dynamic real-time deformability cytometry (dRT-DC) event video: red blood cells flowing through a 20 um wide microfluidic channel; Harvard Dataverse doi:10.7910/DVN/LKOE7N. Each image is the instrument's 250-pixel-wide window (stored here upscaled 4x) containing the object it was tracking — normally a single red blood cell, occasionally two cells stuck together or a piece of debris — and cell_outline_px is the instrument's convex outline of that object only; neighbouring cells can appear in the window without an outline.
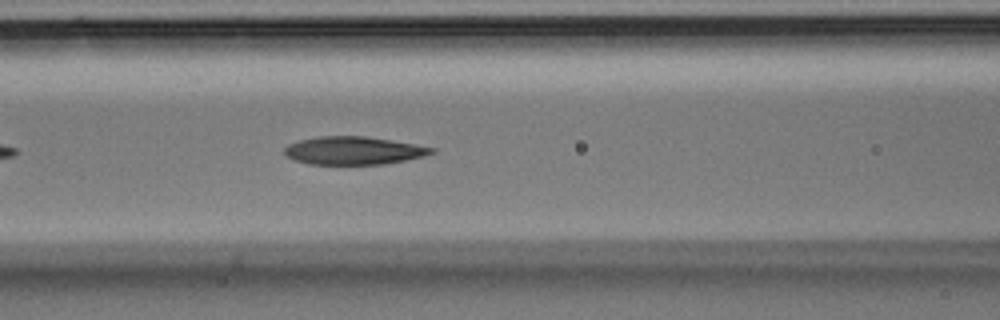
{"species": "Egyptian fruit bat (a non-hibernating species)", "species_latin": "Rousettus aegyptiacus", "temperature_condition": "room temperature", "stored_images_in_passage": 12, "camera_frame_rate_fps": 3000, "um_per_image_px": 0.085, "animal": {"sex": "male"}, "frame": {"image": 1, "passage_image": 9, "time_ms": 2.667, "image_size_px": [1000, 320], "cell_outline_px": [[436, 152], [424, 156], [384, 164], [308, 164], [296, 160], [288, 156], [284, 152], [284, 148], [288, 144], [300, 140], [320, 136], [364, 136], [436, 148]], "centroid_in_image_um": [30.04, 12.8], "position_along_channel_um": 136.6, "area_um2": 23.7}}